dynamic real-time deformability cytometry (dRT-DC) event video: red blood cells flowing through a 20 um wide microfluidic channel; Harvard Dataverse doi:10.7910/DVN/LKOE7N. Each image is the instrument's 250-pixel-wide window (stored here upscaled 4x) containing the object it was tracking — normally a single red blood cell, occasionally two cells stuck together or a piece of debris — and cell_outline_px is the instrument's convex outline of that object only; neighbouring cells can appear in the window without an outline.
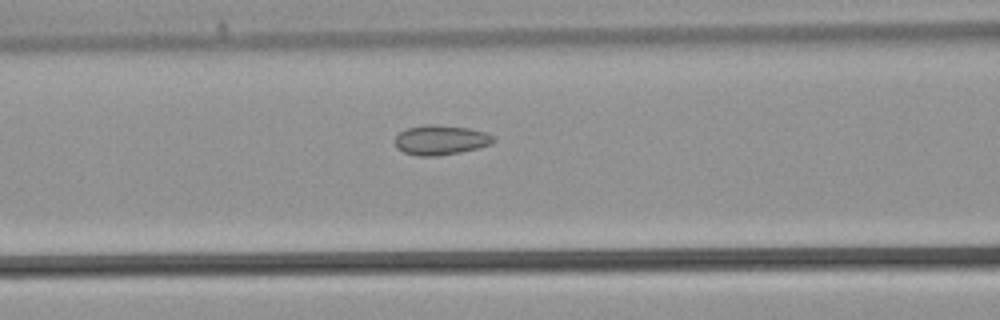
{"species": "common noctule bat (a hibernating species)", "species_latin": "Nyctalus noctula", "temperature_condition": "warm", "stored_images_in_passage": 22, "camera_frame_rate_fps": 3000, "um_per_image_px": 0.085, "animal": {"sex": "male", "body_mass_g": 21.5, "forearm_length_mm": 52.0}, "frame": {"image": 1, "passage_image": 7, "time_ms": 2.0, "image_size_px": [1000, 320], "cell_outline_px": [[496, 140], [492, 144], [460, 152], [436, 156], [416, 156], [404, 152], [396, 148], [396, 136], [400, 132], [408, 128], [424, 124], [436, 124], [468, 128], [484, 132], [492, 136]], "centroid_in_image_um": [37.44, 11.9], "position_along_channel_um": 129.2, "area_um2": 16.99}}
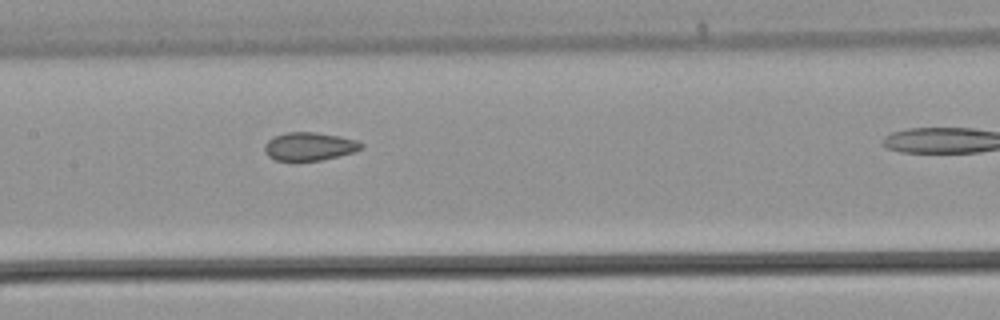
{"frame": {"image": 2, "passage_image": 10, "time_ms": 3.0, "image_size_px": [1000, 320], "cell_outline_px": [[364, 148], [352, 152], [320, 160], [276, 160], [268, 156], [264, 152], [264, 144], [268, 140], [276, 136], [288, 132], [316, 132], [340, 136], [356, 140], [364, 144]], "centroid_in_image_um": [26.3, 12.43], "position_along_channel_um": 181.1, "area_um2": 15.72}}
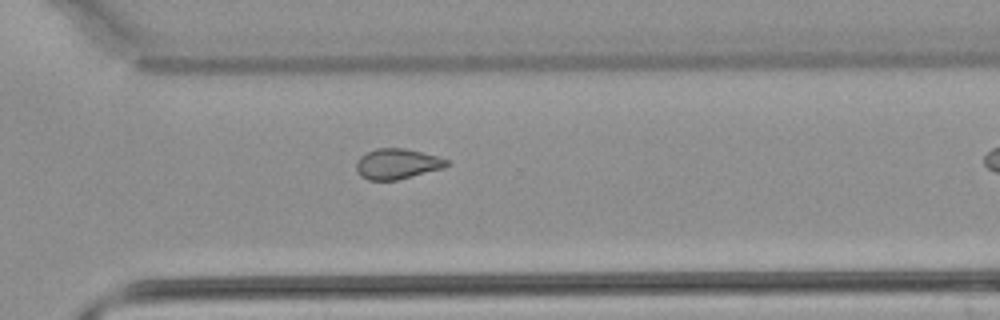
{"frame": {"image": 3, "passage_image": 19, "time_ms": 6.0, "image_size_px": [1000, 320], "cell_outline_px": [[452, 164], [440, 168], [396, 180], [368, 180], [360, 176], [356, 168], [356, 164], [360, 156], [376, 148], [404, 148], [436, 156], [448, 160]], "centroid_in_image_um": [33.72, 13.92], "position_along_channel_um": 336.9, "area_um2": 15.72}}